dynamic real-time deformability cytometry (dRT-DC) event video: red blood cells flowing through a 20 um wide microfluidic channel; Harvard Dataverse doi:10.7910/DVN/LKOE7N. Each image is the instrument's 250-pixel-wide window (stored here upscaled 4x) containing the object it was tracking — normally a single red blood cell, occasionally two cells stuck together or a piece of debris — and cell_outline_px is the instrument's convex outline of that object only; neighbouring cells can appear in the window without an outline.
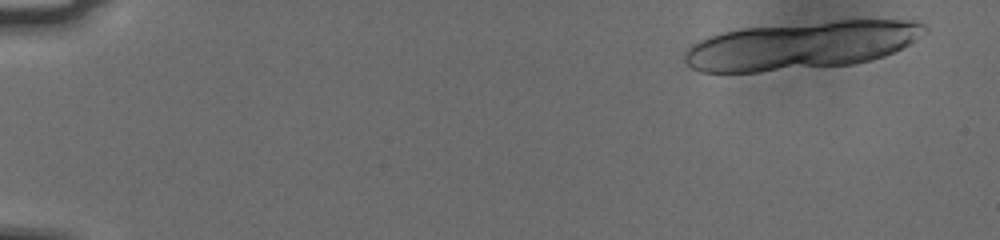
{"species": "human", "species_latin": "Homo sapiens", "temperature_condition": "cold", "stored_images_in_passage": 23, "camera_frame_rate_fps": 3000, "um_per_image_px": 0.085, "donor": {"sex": "male"}, "frame": {"image": 1, "passage_image": 3, "time_ms": 0.667, "image_size_px": [1000, 240], "cell_outline_px": [[928, 32], [908, 44], [884, 56], [852, 64], [760, 72], [700, 72], [692, 68], [684, 60], [684, 52], [692, 44], [708, 36], [740, 28], [836, 20], [916, 20], [924, 24], [928, 28]], "centroid_in_image_um": [68.1, 3.85], "position_along_channel_um": 16.9, "area_um2": 67.16}}
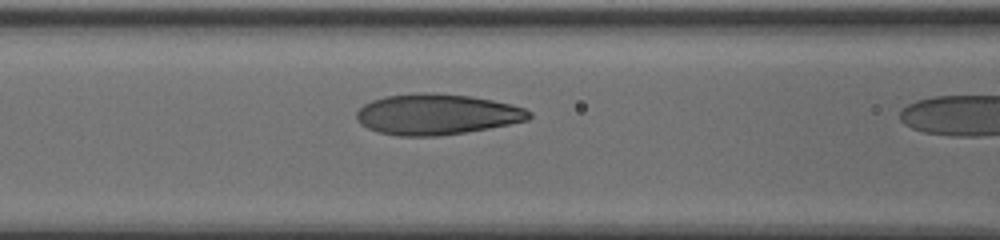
{"frame": {"image": 2, "passage_image": 22, "time_ms": 7.0, "image_size_px": [1000, 240], "cell_outline_px": [[532, 116], [528, 120], [488, 128], [440, 136], [400, 136], [380, 132], [368, 128], [360, 124], [356, 120], [356, 112], [364, 104], [372, 100], [384, 96], [424, 92], [428, 92], [472, 96], [512, 104], [524, 108], [532, 112]], "centroid_in_image_um": [37.12, 9.71], "position_along_channel_um": 129.5, "area_um2": 40.98}}